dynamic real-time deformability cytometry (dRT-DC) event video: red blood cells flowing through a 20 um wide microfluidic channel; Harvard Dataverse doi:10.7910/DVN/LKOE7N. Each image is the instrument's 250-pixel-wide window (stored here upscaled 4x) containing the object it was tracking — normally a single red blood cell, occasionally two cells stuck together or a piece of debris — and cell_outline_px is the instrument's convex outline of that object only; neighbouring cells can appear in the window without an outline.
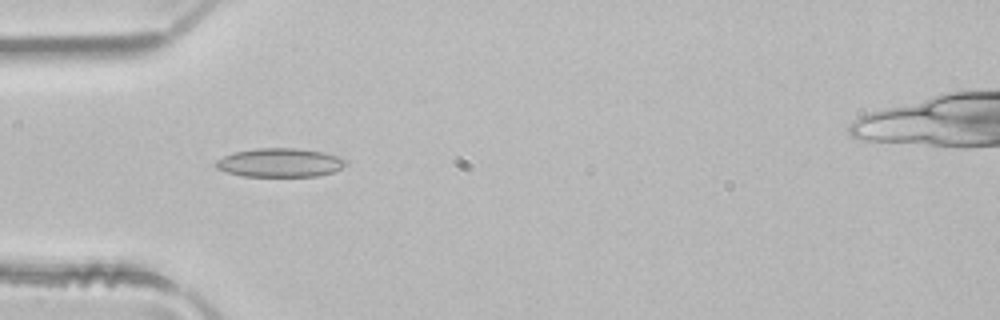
{"species": "common noctule bat (a hibernating species)", "species_latin": "Nyctalus noctula", "temperature_condition": "room temperature", "stored_images_in_passage": 3, "camera_frame_rate_fps": 3000, "um_per_image_px": 0.085, "animal": {"sex": "male", "body_mass_g": 21.5, "forearm_length_mm": 52.0}, "frame": {"image": 1, "passage_image": 2, "time_ms": 0.333, "image_size_px": [1000, 320], "cell_outline_px": [[348, 160], [340, 168], [332, 172], [316, 176], [244, 176], [228, 172], [216, 168], [216, 160], [232, 152], [256, 148], [300, 148], [324, 152]], "centroid_in_image_um": [23.77, 13.81], "position_along_channel_um": 61.2, "area_um2": 21.68}}
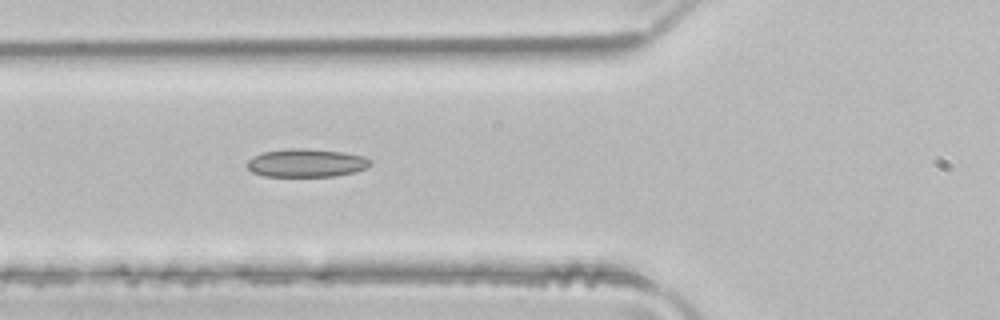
{"frame": {"image": 2, "passage_image": 3, "time_ms": 0.667, "image_size_px": [1000, 320], "cell_outline_px": [[368, 164], [364, 168], [352, 172], [332, 176], [264, 176], [252, 172], [248, 168], [248, 160], [264, 152], [288, 148], [308, 148], [340, 152], [364, 156], [368, 160]], "centroid_in_image_um": [25.98, 13.84], "position_along_channel_um": 99.8, "area_um2": 19.77}}